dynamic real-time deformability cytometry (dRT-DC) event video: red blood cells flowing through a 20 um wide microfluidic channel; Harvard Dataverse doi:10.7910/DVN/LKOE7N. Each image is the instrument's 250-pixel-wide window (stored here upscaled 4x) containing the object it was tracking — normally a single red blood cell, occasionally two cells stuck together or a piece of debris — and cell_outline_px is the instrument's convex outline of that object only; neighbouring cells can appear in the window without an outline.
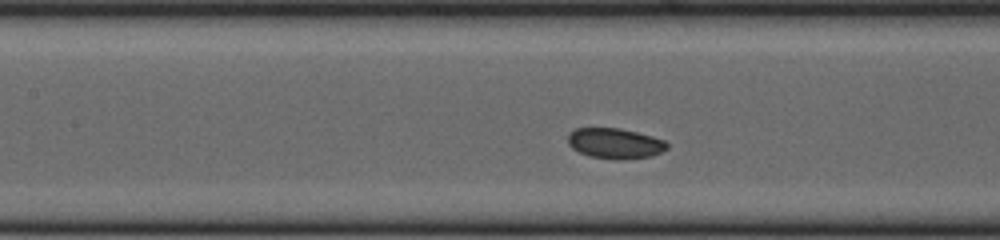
{"species": "common noctule bat (a hibernating species)", "species_latin": "Nyctalus noctula", "temperature_condition": "cold", "stored_images_in_passage": 30, "camera_frame_rate_fps": 3000, "um_per_image_px": 0.085, "animal": {"sex": "female", "body_mass_g": 23.0, "forearm_length_mm": 53.4}, "frame": {"image": 1, "passage_image": 7, "time_ms": 2.0, "image_size_px": [1000, 240], "cell_outline_px": [[668, 148], [652, 156], [624, 160], [612, 160], [588, 156], [572, 148], [568, 144], [568, 132], [576, 128], [620, 128], [652, 136], [664, 140], [668, 144]], "centroid_in_image_um": [52.26, 12.2], "position_along_channel_um": 155.1, "area_um2": 17.8}}
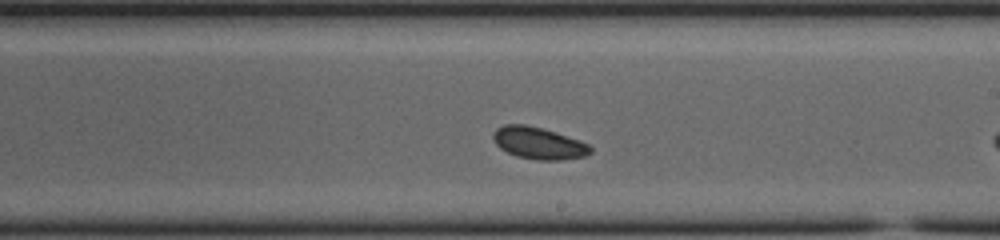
{"frame": {"image": 2, "passage_image": 14, "time_ms": 4.333, "image_size_px": [1000, 240], "cell_outline_px": [[592, 152], [584, 156], [560, 160], [536, 160], [516, 156], [500, 148], [492, 140], [492, 132], [496, 128], [504, 124], [524, 124], [556, 132], [580, 140], [588, 144], [592, 148]], "centroid_in_image_um": [45.75, 12.16], "position_along_channel_um": 243.2, "area_um2": 18.21}}
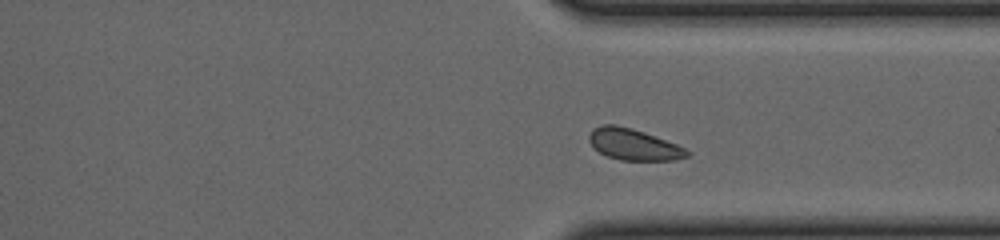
{"frame": {"image": 3, "passage_image": 23, "time_ms": 7.333, "image_size_px": [1000, 240], "cell_outline_px": [[688, 156], [676, 160], [620, 160], [608, 156], [600, 152], [588, 140], [588, 136], [592, 128], [600, 124], [616, 124], [632, 128], [644, 132], [676, 144], [684, 148], [688, 152]], "centroid_in_image_um": [53.81, 12.26], "position_along_channel_um": 357.6, "area_um2": 17.74}, "authors_computed_cell_mechanics": {"area_um2": 18.0047, "velocity_mm_per_s": 3.7825, "shape_relaxation_time_tau1_ms": 1.0449, "shape_relaxation_time_tau2_ms": null, "deformation_change_tau1": 0.0356, "deformation_change_tau2": null}}